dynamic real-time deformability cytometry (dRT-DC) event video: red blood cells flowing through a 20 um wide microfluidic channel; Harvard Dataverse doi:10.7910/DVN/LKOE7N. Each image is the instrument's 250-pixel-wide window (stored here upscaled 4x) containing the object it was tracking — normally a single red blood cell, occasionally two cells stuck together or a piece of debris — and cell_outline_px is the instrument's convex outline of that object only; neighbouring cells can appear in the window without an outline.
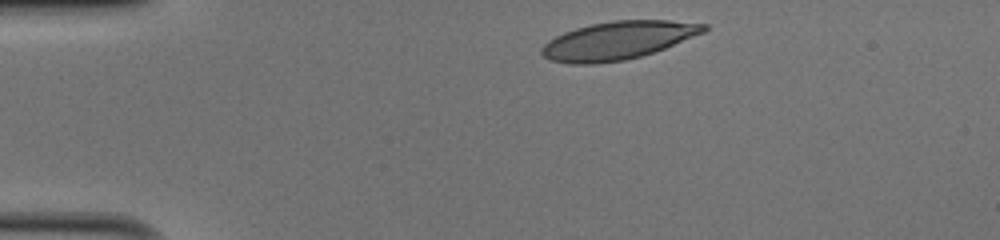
{"species": "human", "species_latin": "Homo sapiens", "temperature_condition": "cold", "stored_images_in_passage": 32, "camera_frame_rate_fps": 3000, "um_per_image_px": 0.085, "donor": {"sex": "male"}, "frame": {"image": 1, "passage_image": 1, "time_ms": 0.0, "image_size_px": [1000, 240], "cell_outline_px": [[708, 28], [704, 32], [664, 48], [640, 56], [624, 60], [596, 64], [568, 64], [548, 60], [540, 52], [540, 48], [548, 40], [564, 32], [576, 28], [592, 24], [612, 20], [668, 20], [708, 24]], "centroid_in_image_um": [52.48, 3.44], "position_along_channel_um": 32.5, "area_um2": 35.89}}
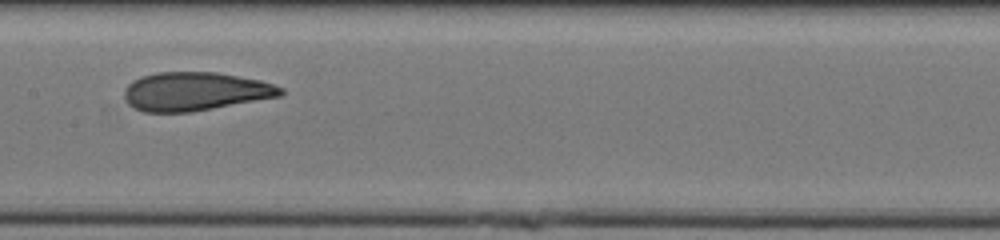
{"frame": {"image": 2, "passage_image": 17, "time_ms": 5.333, "image_size_px": [1000, 240], "cell_outline_px": [[284, 92], [280, 96], [192, 112], [144, 112], [128, 104], [124, 96], [124, 88], [132, 80], [140, 76], [156, 72], [216, 72], [260, 80], [284, 88]], "centroid_in_image_um": [16.56, 7.77], "position_along_channel_um": 190.8, "area_um2": 35.2}}
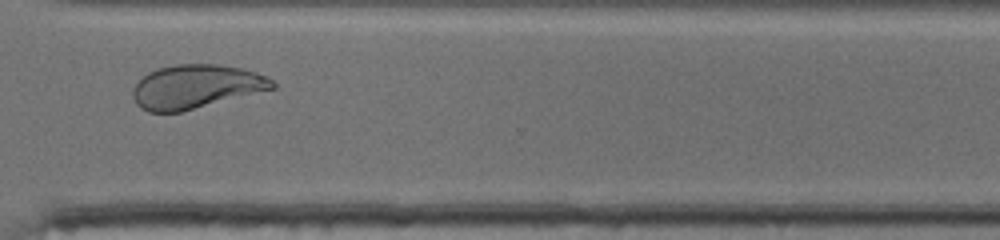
{"frame": {"image": 3, "passage_image": 29, "time_ms": 9.333, "image_size_px": [1000, 240], "cell_outline_px": [[276, 88], [180, 112], [148, 112], [140, 108], [136, 104], [132, 96], [132, 88], [148, 72], [156, 68], [176, 64], [220, 64], [240, 68], [256, 72], [268, 76], [276, 84]], "centroid_in_image_um": [16.64, 7.36], "position_along_channel_um": 354.0, "area_um2": 35.72}, "authors_computed_cell_mechanics": {"area_um2": 35.5181, "velocity_mm_per_s": 4.0716, "shape_relaxation_time_tau1_ms": 8.1756, "shape_relaxation_time_tau2_ms": 1.2644, "deformation_change_tau1": 0.2226, "deformation_change_tau2": 0.0608}}